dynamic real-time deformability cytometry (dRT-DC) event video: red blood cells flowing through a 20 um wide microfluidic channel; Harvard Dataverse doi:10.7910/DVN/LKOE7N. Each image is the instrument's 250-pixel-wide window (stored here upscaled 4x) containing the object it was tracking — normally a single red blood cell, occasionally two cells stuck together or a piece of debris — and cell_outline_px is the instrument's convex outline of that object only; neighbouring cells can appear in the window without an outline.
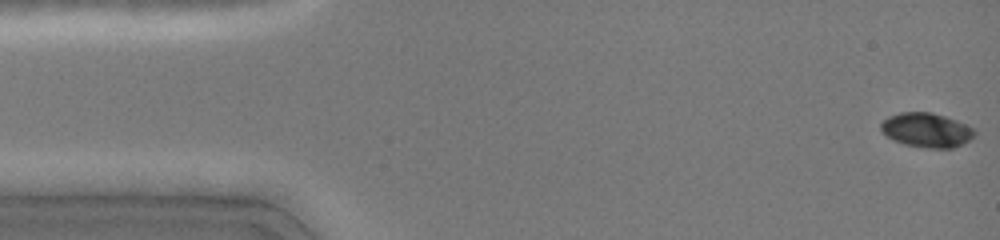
{"species": "common noctule bat (a hibernating species)", "species_latin": "Nyctalus noctula", "temperature_condition": "cold", "stored_images_in_passage": 40, "camera_frame_rate_fps": 3000, "um_per_image_px": 0.085, "animal": {"sex": "female", "body_mass_g": 19.0, "forearm_length_mm": 51.5}, "frame": {"image": 1, "passage_image": 1, "time_ms": 0.0, "image_size_px": [1000, 240], "cell_outline_px": [[976, 136], [964, 144], [952, 148], [924, 148], [904, 144], [892, 140], [880, 128], [880, 124], [888, 116], [900, 112], [932, 112], [956, 120], [972, 128], [976, 132]], "centroid_in_image_um": [78.77, 11.06], "position_along_channel_um": 6.2, "area_um2": 18.84}}
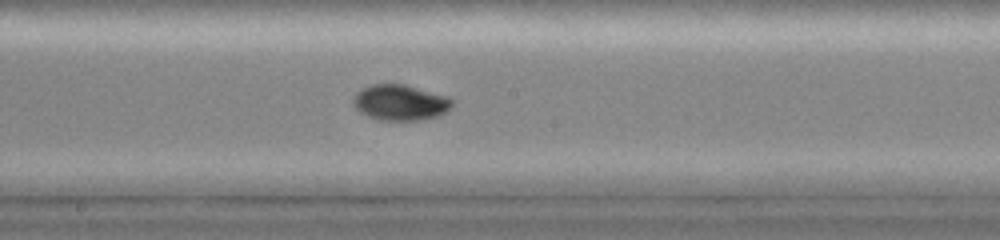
{"frame": {"image": 2, "passage_image": 21, "time_ms": 8.0, "image_size_px": [1000, 240], "cell_outline_px": [[456, 100], [452, 108], [440, 116], [420, 120], [380, 120], [368, 116], [360, 112], [352, 104], [352, 100], [356, 92], [372, 84], [404, 84], [448, 96]], "centroid_in_image_um": [34.07, 8.72], "position_along_channel_um": 214.1, "area_um2": 20.87}}
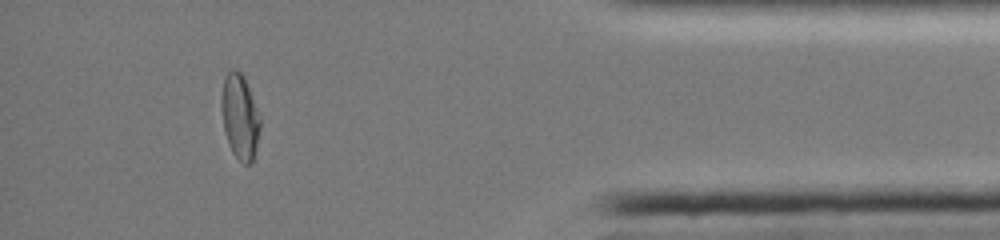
{"frame": {"image": 3, "passage_image": 36, "time_ms": 13.667, "image_size_px": [1000, 240], "cell_outline_px": [[260, 128], [252, 164], [244, 164], [232, 152], [224, 128], [220, 108], [220, 96], [224, 76], [232, 68], [236, 68], [244, 76], [260, 116]], "centroid_in_image_um": [20.37, 9.87], "position_along_channel_um": 414.8, "area_um2": 19.25}, "authors_computed_cell_mechanics": {"area_um2": 19.5364, "velocity_mm_per_s": 4.1085, "shape_relaxation_time_tau1_ms": 6.1484, "shape_relaxation_time_tau2_ms": 3.4716, "deformation_change_tau1": 0.1475, "deformation_change_tau2": 0.0357}}